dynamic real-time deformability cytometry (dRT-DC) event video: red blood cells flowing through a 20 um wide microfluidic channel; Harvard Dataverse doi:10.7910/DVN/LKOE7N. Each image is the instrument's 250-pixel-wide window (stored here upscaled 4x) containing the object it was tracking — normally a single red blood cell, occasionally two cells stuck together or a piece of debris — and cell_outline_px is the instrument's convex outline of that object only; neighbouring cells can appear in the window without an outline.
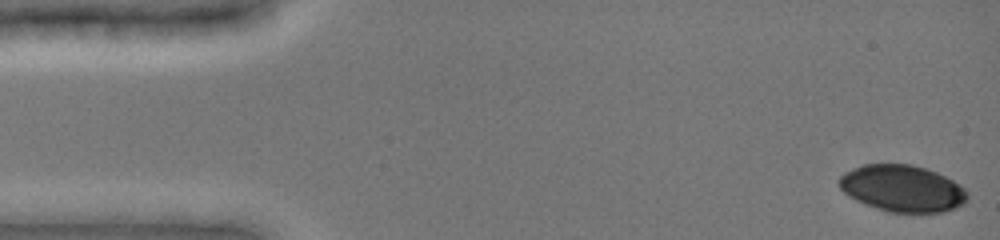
{"species": "common noctule bat (a hibernating species)", "species_latin": "Nyctalus noctula", "temperature_condition": "cold", "stored_images_in_passage": 48, "camera_frame_rate_fps": 3000, "um_per_image_px": 0.085, "animal": {"sex": "female", "body_mass_g": 19.0, "forearm_length_mm": 51.5}, "frame": {"image": 1, "passage_image": 1, "time_ms": 0.0, "image_size_px": [1000, 240], "cell_outline_px": [[968, 200], [964, 204], [956, 208], [944, 212], [888, 212], [864, 204], [848, 196], [840, 188], [836, 180], [844, 172], [852, 168], [864, 164], [912, 164], [936, 172], [960, 184], [968, 192]], "centroid_in_image_um": [76.69, 16.02], "position_along_channel_um": 8.3, "area_um2": 35.2}}
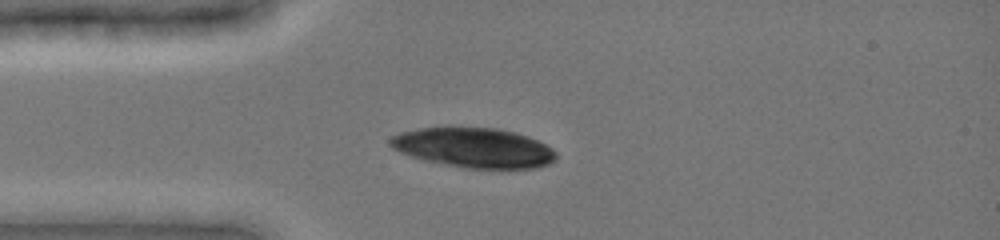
{"frame": {"image": 2, "passage_image": 12, "time_ms": 3.667, "image_size_px": [1000, 240], "cell_outline_px": [[556, 160], [548, 164], [536, 168], [464, 168], [424, 160], [400, 152], [392, 148], [388, 144], [388, 140], [392, 136], [400, 132], [420, 128], [496, 128], [516, 132], [528, 136], [552, 148], [556, 152]], "centroid_in_image_um": [40.27, 12.56], "position_along_channel_um": 44.7, "area_um2": 38.32}}